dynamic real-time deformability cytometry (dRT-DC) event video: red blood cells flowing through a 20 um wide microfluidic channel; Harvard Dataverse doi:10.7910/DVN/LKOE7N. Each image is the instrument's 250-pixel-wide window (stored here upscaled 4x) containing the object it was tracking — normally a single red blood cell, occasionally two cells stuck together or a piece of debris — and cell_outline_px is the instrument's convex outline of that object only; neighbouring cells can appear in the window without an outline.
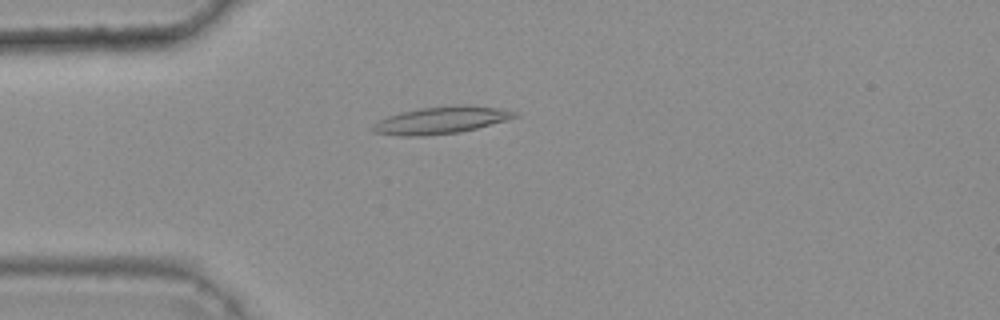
{"species": "common noctule bat (a hibernating species)", "species_latin": "Nyctalus noctula", "temperature_condition": "warm", "stored_images_in_passage": 47, "camera_frame_rate_fps": 3000, "um_per_image_px": 0.085, "animal": {"sex": "female", "body_mass_g": 25.1}, "frame": {"image": 1, "passage_image": 13, "time_ms": 4.0, "image_size_px": [1000, 320], "cell_outline_px": [[520, 116], [508, 120], [460, 132], [424, 136], [400, 136], [372, 132], [372, 128], [380, 120], [388, 116], [400, 112], [420, 108], [456, 104], [464, 104], [500, 108], [516, 112]], "centroid_in_image_um": [37.53, 10.21], "position_along_channel_um": 47.5, "area_um2": 22.54}}
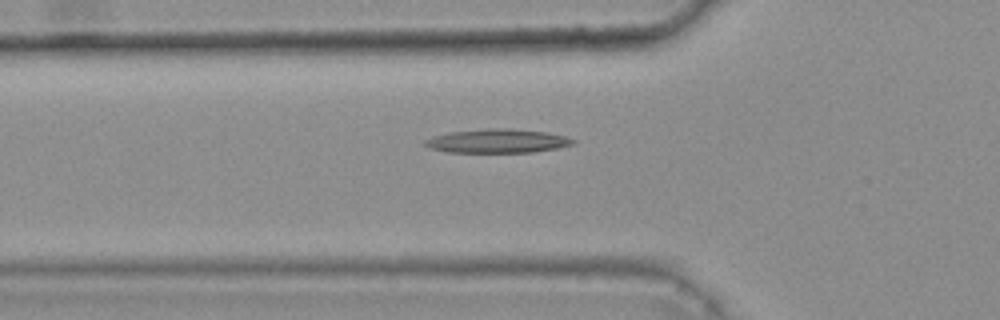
{"frame": {"image": 2, "passage_image": 17, "time_ms": 5.333, "image_size_px": [1000, 320], "cell_outline_px": [[576, 144], [556, 148], [532, 152], [448, 152], [428, 148], [424, 144], [424, 140], [432, 136], [448, 132], [488, 128], [508, 128], [548, 132], [564, 136], [576, 140]], "centroid_in_image_um": [42.26, 11.98], "position_along_channel_um": 83.5, "area_um2": 20.69}}
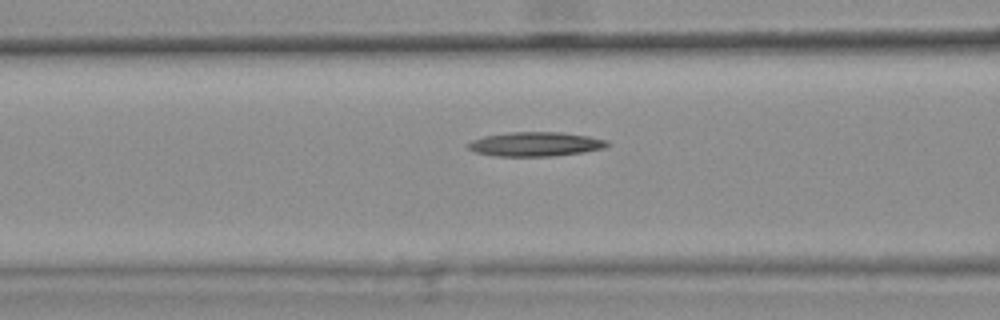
{"frame": {"image": 3, "passage_image": 20, "time_ms": 6.333, "image_size_px": [1000, 320], "cell_outline_px": [[612, 144], [604, 148], [584, 152], [552, 156], [496, 156], [476, 152], [468, 148], [464, 144], [472, 140], [484, 136], [508, 132], [560, 132], [588, 136], [608, 140]], "centroid_in_image_um": [45.52, 12.25], "position_along_channel_um": 121.1, "area_um2": 19.83}}